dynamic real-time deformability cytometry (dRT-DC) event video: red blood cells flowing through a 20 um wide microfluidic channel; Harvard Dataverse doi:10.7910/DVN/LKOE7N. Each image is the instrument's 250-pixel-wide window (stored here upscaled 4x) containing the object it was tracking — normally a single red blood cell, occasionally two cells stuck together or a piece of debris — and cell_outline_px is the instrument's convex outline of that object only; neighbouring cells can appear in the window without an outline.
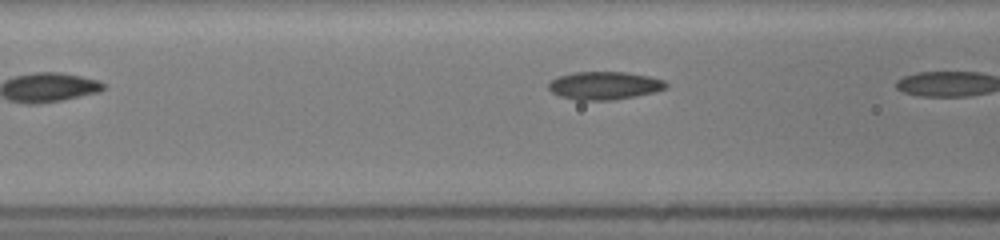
{"species": "common noctule bat (a hibernating species)", "species_latin": "Nyctalus noctula", "temperature_condition": "room temperature", "stored_images_in_passage": 8, "camera_frame_rate_fps": 3000, "um_per_image_px": 0.085, "animal": {"sex": "female", "body_mass_g": 19.5, "forearm_length_mm": 54.1}, "frame": {"image": 1, "passage_image": 6, "time_ms": 1.333, "image_size_px": [1000, 240], "cell_outline_px": [[668, 88], [656, 92], [636, 96], [612, 100], [576, 100], [560, 96], [552, 92], [548, 88], [548, 84], [552, 80], [560, 76], [572, 72], [628, 72], [648, 76], [664, 80], [668, 84]], "centroid_in_image_um": [51.41, 7.27], "position_along_channel_um": 115.2, "area_um2": 19.25}}